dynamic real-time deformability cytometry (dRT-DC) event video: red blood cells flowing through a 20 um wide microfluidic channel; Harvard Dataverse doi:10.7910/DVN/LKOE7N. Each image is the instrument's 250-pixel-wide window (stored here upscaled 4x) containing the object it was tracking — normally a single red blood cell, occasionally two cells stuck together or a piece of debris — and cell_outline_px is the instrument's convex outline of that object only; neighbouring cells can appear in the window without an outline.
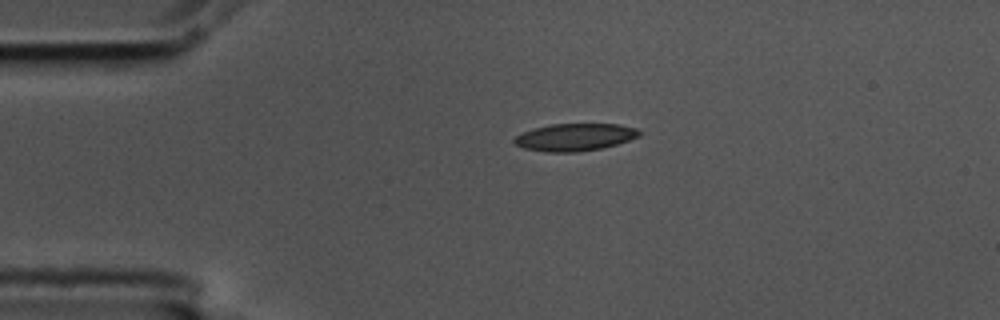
{"species": "common noctule bat (a hibernating species)", "species_latin": "Nyctalus noctula", "temperature_condition": "cold", "stored_images_in_passage": 6, "camera_frame_rate_fps": 3000, "um_per_image_px": 0.085, "animal": {"sex": "male", "body_mass_g": 17.5, "forearm_length_mm": 52.3}, "frame": {"image": 1, "passage_image": 1, "time_ms": 0.0, "image_size_px": [1000, 320], "cell_outline_px": [[640, 136], [616, 144], [600, 148], [576, 152], [548, 152], [524, 148], [516, 144], [512, 140], [516, 136], [524, 132], [536, 128], [552, 124], [620, 124], [636, 128], [640, 132]], "centroid_in_image_um": [48.87, 11.65], "position_along_channel_um": 36.1, "area_um2": 19.65}}